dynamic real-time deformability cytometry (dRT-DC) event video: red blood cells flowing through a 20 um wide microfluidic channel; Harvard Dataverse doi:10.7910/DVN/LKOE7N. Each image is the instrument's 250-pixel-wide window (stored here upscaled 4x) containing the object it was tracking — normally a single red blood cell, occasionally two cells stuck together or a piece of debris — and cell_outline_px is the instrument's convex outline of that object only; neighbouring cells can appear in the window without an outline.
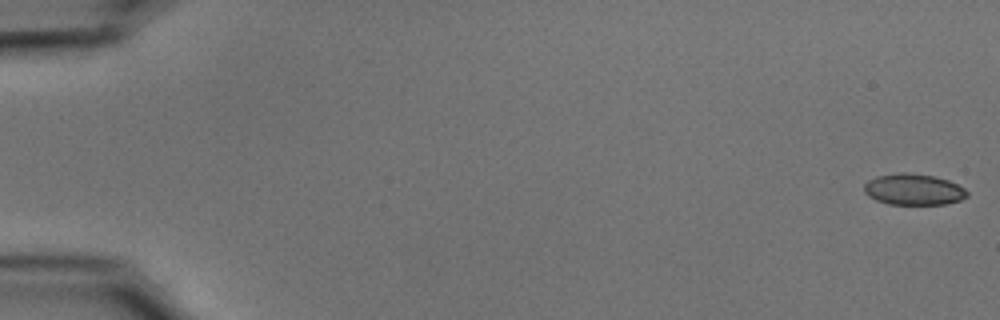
{"species": "common noctule bat (a hibernating species)", "species_latin": "Nyctalus noctula", "temperature_condition": "cold", "stored_images_in_passage": 55, "camera_frame_rate_fps": 3000, "um_per_image_px": 0.085, "animal": {"sex": "male", "body_mass_g": 15.6}, "frame": {"image": 1, "passage_image": 1, "time_ms": 0.0, "image_size_px": [1000, 320], "cell_outline_px": [[968, 196], [960, 200], [944, 204], [888, 204], [876, 200], [868, 196], [864, 192], [864, 184], [868, 180], [876, 176], [904, 172], [936, 176], [948, 180], [964, 188], [968, 192]], "centroid_in_image_um": [77.64, 16.1], "position_along_channel_um": 7.4, "area_um2": 18.73}}
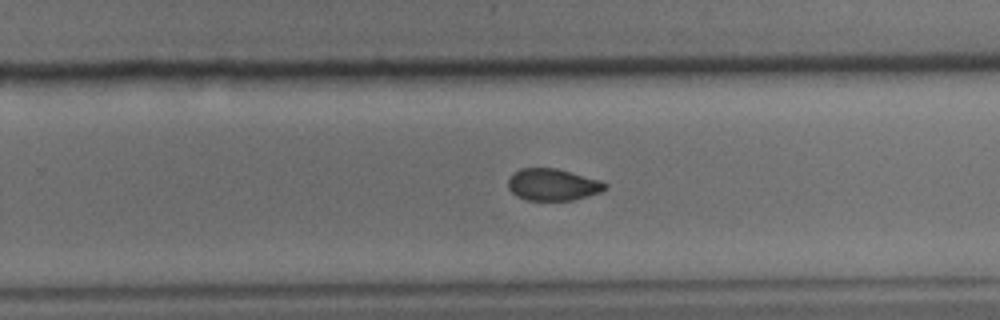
{"frame": {"image": 2, "passage_image": 36, "time_ms": 11.667, "image_size_px": [1000, 320], "cell_outline_px": [[608, 188], [600, 192], [572, 200], [528, 200], [516, 196], [508, 188], [508, 180], [512, 172], [520, 168], [556, 168], [600, 180], [608, 184]], "centroid_in_image_um": [46.97, 15.68], "position_along_channel_um": 282.8, "area_um2": 18.03}}
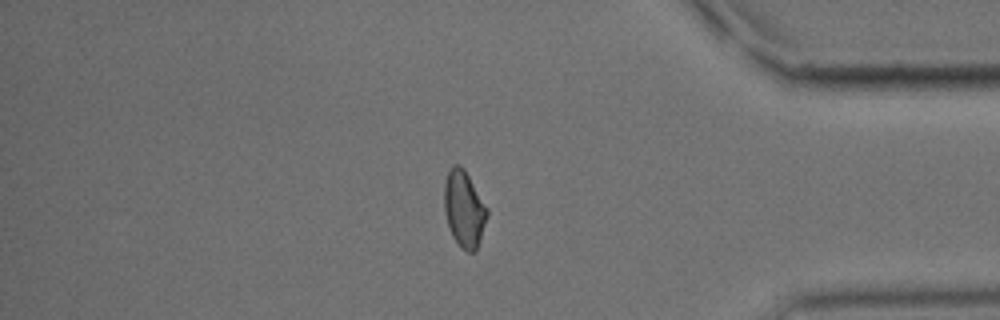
{"frame": {"image": 3, "passage_image": 47, "time_ms": 15.333, "image_size_px": [1000, 320], "cell_outline_px": [[488, 216], [480, 240], [476, 248], [472, 252], [468, 252], [460, 248], [452, 236], [444, 212], [444, 184], [448, 172], [452, 164], [460, 164], [464, 168], [488, 208]], "centroid_in_image_um": [39.44, 17.75], "position_along_channel_um": 395.8, "area_um2": 19.25}, "authors_computed_cell_mechanics": {"area_um2": 19.074, "velocity_mm_per_s": 3.7016, "shape_relaxation_time_tau1_ms": 5.4762, "shape_relaxation_time_tau2_ms": 2.2898, "deformation_change_tau1": 0.1087, "deformation_change_tau2": 0.053}}